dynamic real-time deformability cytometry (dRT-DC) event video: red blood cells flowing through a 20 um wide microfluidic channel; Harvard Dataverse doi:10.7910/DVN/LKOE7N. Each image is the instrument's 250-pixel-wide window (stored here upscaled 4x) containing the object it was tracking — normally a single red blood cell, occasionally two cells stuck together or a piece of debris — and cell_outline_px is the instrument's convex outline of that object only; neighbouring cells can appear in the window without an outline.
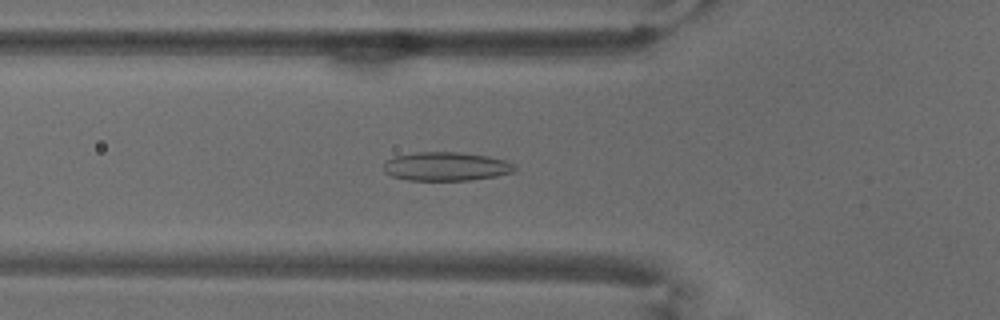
{"species": "common noctule bat (a hibernating species)", "species_latin": "Nyctalus noctula", "temperature_condition": "warm", "stored_images_in_passage": 54, "camera_frame_rate_fps": 3000, "um_per_image_px": 0.085, "animal": {"sex": "male", "body_mass_g": 18.8}, "frame": {"image": 1, "passage_image": 19, "time_ms": 6.0, "image_size_px": [1000, 320], "cell_outline_px": [[516, 168], [512, 172], [496, 176], [468, 180], [408, 180], [392, 176], [384, 172], [384, 160], [392, 156], [416, 152], [460, 152], [488, 156], [508, 160], [516, 164]], "centroid_in_image_um": [37.91, 14.13], "position_along_channel_um": 87.9, "area_um2": 22.2}}
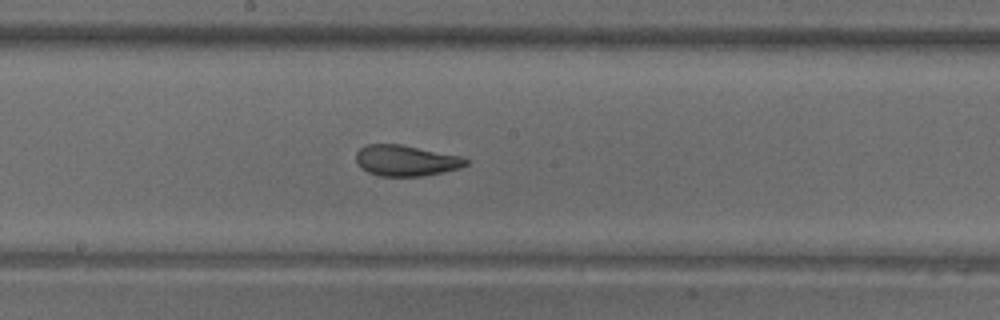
{"frame": {"image": 2, "passage_image": 29, "time_ms": 9.333, "image_size_px": [1000, 320], "cell_outline_px": [[468, 164], [460, 168], [424, 176], [380, 176], [368, 172], [360, 168], [356, 160], [356, 152], [360, 148], [368, 144], [400, 144], [460, 156], [468, 160]], "centroid_in_image_um": [34.48, 13.65], "position_along_channel_um": 213.7, "area_um2": 19.71}}
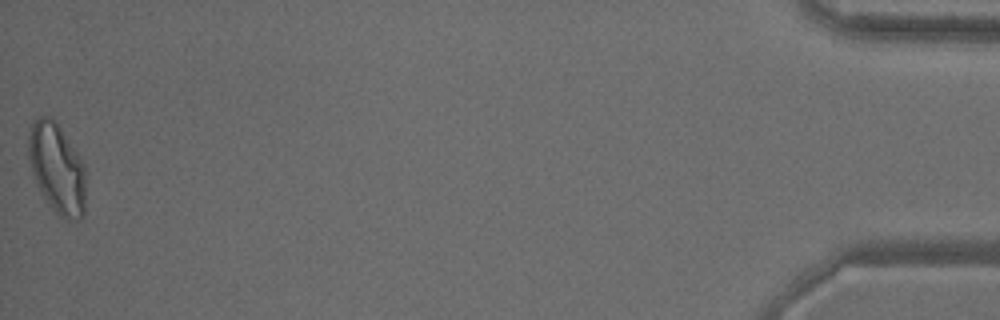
{"frame": {"image": 3, "passage_image": 54, "time_ms": 17.667, "image_size_px": [1000, 320], "cell_outline_px": [[84, 216], [80, 220], [68, 220], [60, 216], [48, 204], [40, 192], [36, 184], [28, 160], [28, 136], [32, 120], [40, 116], [52, 116], [56, 120], [80, 156], [84, 164]], "centroid_in_image_um": [4.82, 14.28], "position_along_channel_um": 430.4, "area_um2": 30.46}, "authors_computed_cell_mechanics": {"area_um2": 22.1663, "velocity_mm_per_s": 3.7483, "shape_relaxation_time_tau1_ms": null, "shape_relaxation_time_tau2_ms": 1.1562, "deformation_change_tau1": null, "deformation_change_tau2": 0.0614}}